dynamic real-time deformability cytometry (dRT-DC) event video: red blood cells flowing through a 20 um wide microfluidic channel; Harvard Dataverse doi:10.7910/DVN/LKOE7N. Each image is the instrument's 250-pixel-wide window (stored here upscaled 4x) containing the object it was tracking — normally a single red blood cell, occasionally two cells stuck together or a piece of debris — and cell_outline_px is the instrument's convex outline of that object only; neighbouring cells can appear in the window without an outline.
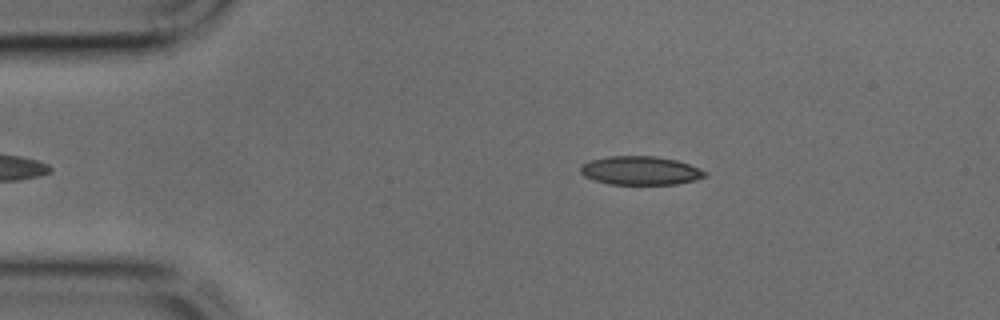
{"species": "common noctule bat (a hibernating species)", "species_latin": "Nyctalus noctula", "temperature_condition": "cold", "stored_images_in_passage": 39, "camera_frame_rate_fps": 3000, "um_per_image_px": 0.085, "animal": {"sex": "male", "body_mass_g": 17.9, "forearm_length_mm": 54.2}, "frame": {"image": 1, "passage_image": 3, "time_ms": 0.667, "image_size_px": [1000, 320], "cell_outline_px": [[708, 176], [696, 180], [676, 184], [608, 184], [584, 176], [580, 172], [580, 164], [592, 160], [608, 156], [656, 156], [676, 160], [688, 164], [708, 172]], "centroid_in_image_um": [54.45, 14.5], "position_along_channel_um": 30.6, "area_um2": 20.81}}
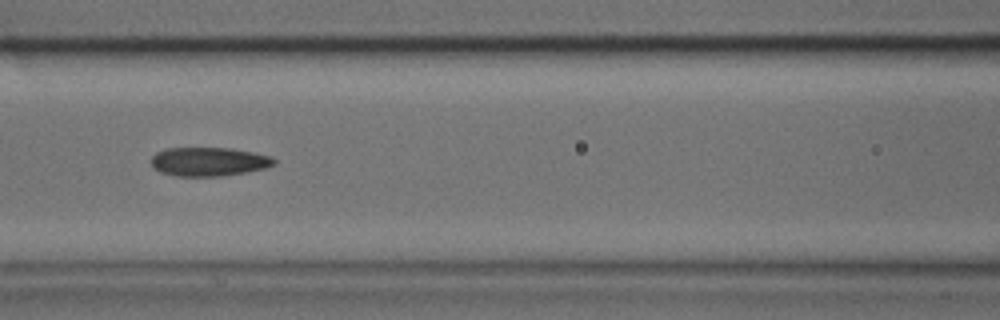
{"frame": {"image": 2, "passage_image": 14, "time_ms": 4.333, "image_size_px": [1000, 320], "cell_outline_px": [[276, 164], [268, 168], [248, 172], [224, 176], [176, 176], [160, 172], [152, 168], [152, 156], [156, 152], [168, 148], [232, 148], [272, 156], [276, 160]], "centroid_in_image_um": [17.79, 13.75], "position_along_channel_um": 148.8, "area_um2": 20.92}}
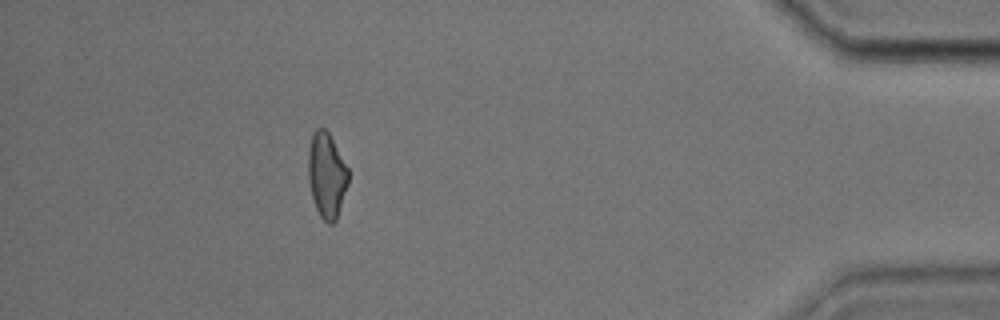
{"frame": {"image": 3, "passage_image": 35, "time_ms": 11.333, "image_size_px": [1000, 320], "cell_outline_px": [[348, 184], [336, 220], [332, 224], [328, 224], [320, 216], [316, 208], [312, 196], [308, 180], [308, 148], [312, 136], [316, 128], [324, 128], [328, 132], [348, 168]], "centroid_in_image_um": [27.76, 14.9], "position_along_channel_um": 407.4, "area_um2": 19.77}}